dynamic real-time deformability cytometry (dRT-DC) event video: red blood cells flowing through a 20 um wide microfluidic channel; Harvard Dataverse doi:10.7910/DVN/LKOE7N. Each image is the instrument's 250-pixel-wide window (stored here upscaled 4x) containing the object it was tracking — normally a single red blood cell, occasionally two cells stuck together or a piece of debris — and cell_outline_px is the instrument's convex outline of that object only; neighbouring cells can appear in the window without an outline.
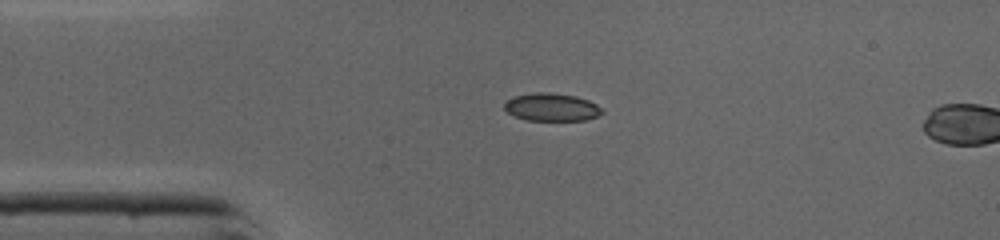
{"species": "common noctule bat (a hibernating species)", "species_latin": "Nyctalus noctula", "temperature_condition": "cold", "stored_images_in_passage": 3, "camera_frame_rate_fps": 3000, "um_per_image_px": 0.085, "animal": {"sex": "male", "body_mass_g": 19.0, "forearm_length_mm": 50.8}, "frame": {"image": 1, "passage_image": 1, "time_ms": 0.0, "image_size_px": [1000, 240], "cell_outline_px": [[604, 112], [596, 116], [584, 120], [528, 120], [516, 116], [508, 112], [504, 108], [504, 100], [516, 96], [536, 92], [548, 92], [576, 96], [588, 100], [604, 108]], "centroid_in_image_um": [46.9, 9.1], "position_along_channel_um": 38.1, "area_um2": 15.78}}